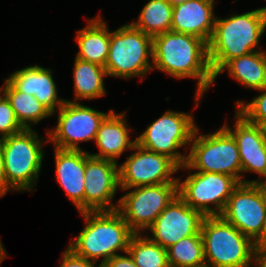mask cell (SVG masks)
<instances>
[{
  "instance_id": "26",
  "label": "cell",
  "mask_w": 266,
  "mask_h": 267,
  "mask_svg": "<svg viewBox=\"0 0 266 267\" xmlns=\"http://www.w3.org/2000/svg\"><path fill=\"white\" fill-rule=\"evenodd\" d=\"M167 256L170 267H206L201 232L167 248Z\"/></svg>"
},
{
  "instance_id": "31",
  "label": "cell",
  "mask_w": 266,
  "mask_h": 267,
  "mask_svg": "<svg viewBox=\"0 0 266 267\" xmlns=\"http://www.w3.org/2000/svg\"><path fill=\"white\" fill-rule=\"evenodd\" d=\"M125 254L127 255L117 254L113 256L103 263L101 267H137L129 253L126 252Z\"/></svg>"
},
{
  "instance_id": "16",
  "label": "cell",
  "mask_w": 266,
  "mask_h": 267,
  "mask_svg": "<svg viewBox=\"0 0 266 267\" xmlns=\"http://www.w3.org/2000/svg\"><path fill=\"white\" fill-rule=\"evenodd\" d=\"M234 129L223 127L233 136L239 151L242 174L253 172L260 177L266 175V137L262 126L247 122L236 112Z\"/></svg>"
},
{
  "instance_id": "13",
  "label": "cell",
  "mask_w": 266,
  "mask_h": 267,
  "mask_svg": "<svg viewBox=\"0 0 266 267\" xmlns=\"http://www.w3.org/2000/svg\"><path fill=\"white\" fill-rule=\"evenodd\" d=\"M132 150L134 153L119 166V188L122 191L133 187L178 183V178L171 175L180 167L172 159L144 149L138 144H135Z\"/></svg>"
},
{
  "instance_id": "20",
  "label": "cell",
  "mask_w": 266,
  "mask_h": 267,
  "mask_svg": "<svg viewBox=\"0 0 266 267\" xmlns=\"http://www.w3.org/2000/svg\"><path fill=\"white\" fill-rule=\"evenodd\" d=\"M125 113H115L112 109L103 119L97 131L95 143L99 148V153L90 155L117 162V158L127 149H132L136 144L135 140H130V127L126 124Z\"/></svg>"
},
{
  "instance_id": "34",
  "label": "cell",
  "mask_w": 266,
  "mask_h": 267,
  "mask_svg": "<svg viewBox=\"0 0 266 267\" xmlns=\"http://www.w3.org/2000/svg\"><path fill=\"white\" fill-rule=\"evenodd\" d=\"M264 180H254V183H258L266 191V175L263 177Z\"/></svg>"
},
{
  "instance_id": "24",
  "label": "cell",
  "mask_w": 266,
  "mask_h": 267,
  "mask_svg": "<svg viewBox=\"0 0 266 267\" xmlns=\"http://www.w3.org/2000/svg\"><path fill=\"white\" fill-rule=\"evenodd\" d=\"M4 80L5 84L0 87V92L7 97L17 121L24 129H30L32 123L35 125L53 115L34 95L19 92L6 79Z\"/></svg>"
},
{
  "instance_id": "11",
  "label": "cell",
  "mask_w": 266,
  "mask_h": 267,
  "mask_svg": "<svg viewBox=\"0 0 266 267\" xmlns=\"http://www.w3.org/2000/svg\"><path fill=\"white\" fill-rule=\"evenodd\" d=\"M118 200L117 211L134 233L148 229L178 195V183L133 187Z\"/></svg>"
},
{
  "instance_id": "27",
  "label": "cell",
  "mask_w": 266,
  "mask_h": 267,
  "mask_svg": "<svg viewBox=\"0 0 266 267\" xmlns=\"http://www.w3.org/2000/svg\"><path fill=\"white\" fill-rule=\"evenodd\" d=\"M142 236V233H134L127 249L137 267H170L167 249L153 242L149 236Z\"/></svg>"
},
{
  "instance_id": "28",
  "label": "cell",
  "mask_w": 266,
  "mask_h": 267,
  "mask_svg": "<svg viewBox=\"0 0 266 267\" xmlns=\"http://www.w3.org/2000/svg\"><path fill=\"white\" fill-rule=\"evenodd\" d=\"M258 91L263 92L249 103L236 101L238 107L236 112L247 122L262 126L266 122V87Z\"/></svg>"
},
{
  "instance_id": "23",
  "label": "cell",
  "mask_w": 266,
  "mask_h": 267,
  "mask_svg": "<svg viewBox=\"0 0 266 267\" xmlns=\"http://www.w3.org/2000/svg\"><path fill=\"white\" fill-rule=\"evenodd\" d=\"M73 69L75 100L70 102L106 95L103 79L108 75L105 67L75 57Z\"/></svg>"
},
{
  "instance_id": "3",
  "label": "cell",
  "mask_w": 266,
  "mask_h": 267,
  "mask_svg": "<svg viewBox=\"0 0 266 267\" xmlns=\"http://www.w3.org/2000/svg\"><path fill=\"white\" fill-rule=\"evenodd\" d=\"M86 225L68 248L76 255L100 265L117 255L120 250L127 252L134 232L117 211L81 212Z\"/></svg>"
},
{
  "instance_id": "25",
  "label": "cell",
  "mask_w": 266,
  "mask_h": 267,
  "mask_svg": "<svg viewBox=\"0 0 266 267\" xmlns=\"http://www.w3.org/2000/svg\"><path fill=\"white\" fill-rule=\"evenodd\" d=\"M173 6L167 0H149L140 12L135 28L154 37L171 30Z\"/></svg>"
},
{
  "instance_id": "17",
  "label": "cell",
  "mask_w": 266,
  "mask_h": 267,
  "mask_svg": "<svg viewBox=\"0 0 266 267\" xmlns=\"http://www.w3.org/2000/svg\"><path fill=\"white\" fill-rule=\"evenodd\" d=\"M213 8L214 0H189L174 6L171 30L197 36L209 43L216 18Z\"/></svg>"
},
{
  "instance_id": "2",
  "label": "cell",
  "mask_w": 266,
  "mask_h": 267,
  "mask_svg": "<svg viewBox=\"0 0 266 267\" xmlns=\"http://www.w3.org/2000/svg\"><path fill=\"white\" fill-rule=\"evenodd\" d=\"M266 31V16L259 10L215 18L208 43V58L214 76L231 59L259 51V41Z\"/></svg>"
},
{
  "instance_id": "1",
  "label": "cell",
  "mask_w": 266,
  "mask_h": 267,
  "mask_svg": "<svg viewBox=\"0 0 266 267\" xmlns=\"http://www.w3.org/2000/svg\"><path fill=\"white\" fill-rule=\"evenodd\" d=\"M153 69L178 79L196 78L195 105L215 82L208 58V43L201 38L172 30L153 37Z\"/></svg>"
},
{
  "instance_id": "35",
  "label": "cell",
  "mask_w": 266,
  "mask_h": 267,
  "mask_svg": "<svg viewBox=\"0 0 266 267\" xmlns=\"http://www.w3.org/2000/svg\"><path fill=\"white\" fill-rule=\"evenodd\" d=\"M167 1L174 7L178 4L185 3L189 0H167Z\"/></svg>"
},
{
  "instance_id": "6",
  "label": "cell",
  "mask_w": 266,
  "mask_h": 267,
  "mask_svg": "<svg viewBox=\"0 0 266 267\" xmlns=\"http://www.w3.org/2000/svg\"><path fill=\"white\" fill-rule=\"evenodd\" d=\"M198 133L199 128H196L186 164L180 169L221 173L236 178L240 183H254L253 180L243 178L236 141L223 126L215 133L197 135Z\"/></svg>"
},
{
  "instance_id": "8",
  "label": "cell",
  "mask_w": 266,
  "mask_h": 267,
  "mask_svg": "<svg viewBox=\"0 0 266 267\" xmlns=\"http://www.w3.org/2000/svg\"><path fill=\"white\" fill-rule=\"evenodd\" d=\"M196 128L192 115L178 111H167L136 137V144L149 151L169 157L181 167L186 164L187 154L179 153L178 149L191 145Z\"/></svg>"
},
{
  "instance_id": "22",
  "label": "cell",
  "mask_w": 266,
  "mask_h": 267,
  "mask_svg": "<svg viewBox=\"0 0 266 267\" xmlns=\"http://www.w3.org/2000/svg\"><path fill=\"white\" fill-rule=\"evenodd\" d=\"M226 69H228L229 76L246 88L258 91L266 87V52L262 50L229 60L218 71L214 80Z\"/></svg>"
},
{
  "instance_id": "10",
  "label": "cell",
  "mask_w": 266,
  "mask_h": 267,
  "mask_svg": "<svg viewBox=\"0 0 266 267\" xmlns=\"http://www.w3.org/2000/svg\"><path fill=\"white\" fill-rule=\"evenodd\" d=\"M239 183L226 174L194 171L182 182L178 178V196L204 216H220Z\"/></svg>"
},
{
  "instance_id": "5",
  "label": "cell",
  "mask_w": 266,
  "mask_h": 267,
  "mask_svg": "<svg viewBox=\"0 0 266 267\" xmlns=\"http://www.w3.org/2000/svg\"><path fill=\"white\" fill-rule=\"evenodd\" d=\"M45 140L30 129L0 139L6 177V193L33 191L44 158Z\"/></svg>"
},
{
  "instance_id": "29",
  "label": "cell",
  "mask_w": 266,
  "mask_h": 267,
  "mask_svg": "<svg viewBox=\"0 0 266 267\" xmlns=\"http://www.w3.org/2000/svg\"><path fill=\"white\" fill-rule=\"evenodd\" d=\"M0 139L17 134L24 128L17 121L7 97L0 92Z\"/></svg>"
},
{
  "instance_id": "32",
  "label": "cell",
  "mask_w": 266,
  "mask_h": 267,
  "mask_svg": "<svg viewBox=\"0 0 266 267\" xmlns=\"http://www.w3.org/2000/svg\"><path fill=\"white\" fill-rule=\"evenodd\" d=\"M6 194V177L4 168V157L0 142V198Z\"/></svg>"
},
{
  "instance_id": "21",
  "label": "cell",
  "mask_w": 266,
  "mask_h": 267,
  "mask_svg": "<svg viewBox=\"0 0 266 267\" xmlns=\"http://www.w3.org/2000/svg\"><path fill=\"white\" fill-rule=\"evenodd\" d=\"M87 22L86 27L77 31L80 51L75 57L104 67L109 52L110 30L99 15Z\"/></svg>"
},
{
  "instance_id": "7",
  "label": "cell",
  "mask_w": 266,
  "mask_h": 267,
  "mask_svg": "<svg viewBox=\"0 0 266 267\" xmlns=\"http://www.w3.org/2000/svg\"><path fill=\"white\" fill-rule=\"evenodd\" d=\"M153 37L125 24L110 32V44L105 70L108 76L129 79L133 76L144 77L153 70Z\"/></svg>"
},
{
  "instance_id": "36",
  "label": "cell",
  "mask_w": 266,
  "mask_h": 267,
  "mask_svg": "<svg viewBox=\"0 0 266 267\" xmlns=\"http://www.w3.org/2000/svg\"><path fill=\"white\" fill-rule=\"evenodd\" d=\"M259 10L266 16V6L259 8Z\"/></svg>"
},
{
  "instance_id": "14",
  "label": "cell",
  "mask_w": 266,
  "mask_h": 267,
  "mask_svg": "<svg viewBox=\"0 0 266 267\" xmlns=\"http://www.w3.org/2000/svg\"><path fill=\"white\" fill-rule=\"evenodd\" d=\"M84 185L85 211H114V196L119 189V165L117 162L97 158L86 152Z\"/></svg>"
},
{
  "instance_id": "9",
  "label": "cell",
  "mask_w": 266,
  "mask_h": 267,
  "mask_svg": "<svg viewBox=\"0 0 266 267\" xmlns=\"http://www.w3.org/2000/svg\"><path fill=\"white\" fill-rule=\"evenodd\" d=\"M220 216L255 244L265 246L266 191L258 183H239Z\"/></svg>"
},
{
  "instance_id": "15",
  "label": "cell",
  "mask_w": 266,
  "mask_h": 267,
  "mask_svg": "<svg viewBox=\"0 0 266 267\" xmlns=\"http://www.w3.org/2000/svg\"><path fill=\"white\" fill-rule=\"evenodd\" d=\"M204 217L177 195L147 229L153 235L149 238L167 249L185 237L199 234Z\"/></svg>"
},
{
  "instance_id": "18",
  "label": "cell",
  "mask_w": 266,
  "mask_h": 267,
  "mask_svg": "<svg viewBox=\"0 0 266 267\" xmlns=\"http://www.w3.org/2000/svg\"><path fill=\"white\" fill-rule=\"evenodd\" d=\"M6 80L17 91L34 95L53 114L65 102V99H58L56 84L52 76V71L49 68L40 67L38 64L28 66L16 70Z\"/></svg>"
},
{
  "instance_id": "30",
  "label": "cell",
  "mask_w": 266,
  "mask_h": 267,
  "mask_svg": "<svg viewBox=\"0 0 266 267\" xmlns=\"http://www.w3.org/2000/svg\"><path fill=\"white\" fill-rule=\"evenodd\" d=\"M97 263L74 254L68 247L63 252L60 267H96ZM97 267H101L99 264Z\"/></svg>"
},
{
  "instance_id": "12",
  "label": "cell",
  "mask_w": 266,
  "mask_h": 267,
  "mask_svg": "<svg viewBox=\"0 0 266 267\" xmlns=\"http://www.w3.org/2000/svg\"><path fill=\"white\" fill-rule=\"evenodd\" d=\"M58 110V124L47 130L49 139L45 142L64 150H82L79 142L95 141L101 122L109 114L68 100Z\"/></svg>"
},
{
  "instance_id": "4",
  "label": "cell",
  "mask_w": 266,
  "mask_h": 267,
  "mask_svg": "<svg viewBox=\"0 0 266 267\" xmlns=\"http://www.w3.org/2000/svg\"><path fill=\"white\" fill-rule=\"evenodd\" d=\"M201 235L206 267H252L255 263L258 245L221 216H205Z\"/></svg>"
},
{
  "instance_id": "19",
  "label": "cell",
  "mask_w": 266,
  "mask_h": 267,
  "mask_svg": "<svg viewBox=\"0 0 266 267\" xmlns=\"http://www.w3.org/2000/svg\"><path fill=\"white\" fill-rule=\"evenodd\" d=\"M56 179L79 213L84 212L86 151L55 148Z\"/></svg>"
},
{
  "instance_id": "33",
  "label": "cell",
  "mask_w": 266,
  "mask_h": 267,
  "mask_svg": "<svg viewBox=\"0 0 266 267\" xmlns=\"http://www.w3.org/2000/svg\"><path fill=\"white\" fill-rule=\"evenodd\" d=\"M255 266L266 267V246H257L255 254Z\"/></svg>"
},
{
  "instance_id": "37",
  "label": "cell",
  "mask_w": 266,
  "mask_h": 267,
  "mask_svg": "<svg viewBox=\"0 0 266 267\" xmlns=\"http://www.w3.org/2000/svg\"><path fill=\"white\" fill-rule=\"evenodd\" d=\"M262 128H263V131H264V134H265V137H266V122L262 125Z\"/></svg>"
}]
</instances>
